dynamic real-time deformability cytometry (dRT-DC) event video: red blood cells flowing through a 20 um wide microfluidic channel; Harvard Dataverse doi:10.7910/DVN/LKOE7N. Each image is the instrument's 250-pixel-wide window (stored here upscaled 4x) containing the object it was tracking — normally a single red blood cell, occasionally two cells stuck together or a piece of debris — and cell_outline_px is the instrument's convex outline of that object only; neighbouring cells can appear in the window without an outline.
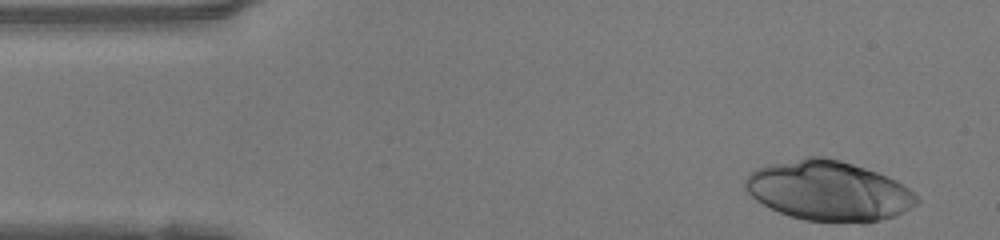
{"species": "human", "species_latin": "Homo sapiens", "temperature_condition": "warm", "stored_images_in_passage": 37, "camera_frame_rate_fps": 3000, "um_per_image_px": 0.085, "donor": {"sex": "female"}, "frame": {"image": 1, "passage_image": 1, "time_ms": 0.0, "image_size_px": [1000, 240], "cell_outline_px": [[920, 200], [916, 204], [904, 212], [896, 216], [864, 224], [860, 224], [804, 220], [788, 216], [756, 200], [744, 188], [744, 180], [752, 172], [760, 168], [772, 164], [804, 156], [824, 156], [840, 160], [888, 176], [896, 180], [908, 188]], "centroid_in_image_um": [70.46, 16.24], "position_along_channel_um": 14.5, "area_um2": 60.0}}
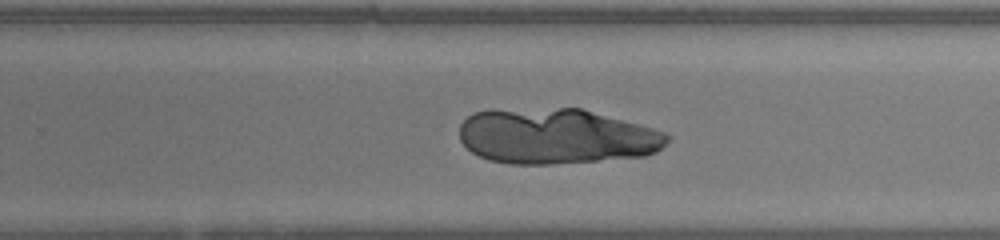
{"frame": {"image": 2, "passage_image": 27, "time_ms": 8.667, "image_size_px": [1000, 240], "cell_outline_px": [[668, 140], [656, 152], [644, 156], [552, 164], [508, 164], [488, 160], [472, 152], [460, 140], [460, 124], [468, 116], [476, 112], [492, 108], [580, 108], [652, 128], [664, 132], [668, 136]], "centroid_in_image_um": [47.21, 11.57], "position_along_channel_um": 282.6, "area_um2": 67.16}}
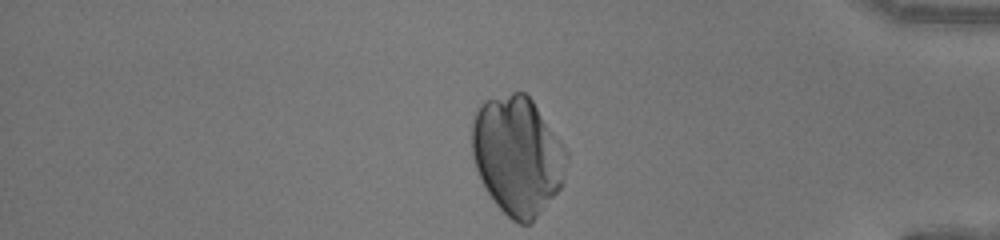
{"frame": {"image": 3, "passage_image": 37, "time_ms": 12.0, "image_size_px": [1000, 240], "cell_outline_px": [[568, 160], [560, 188], [544, 208], [528, 224], [520, 224], [512, 220], [492, 200], [480, 180], [472, 156], [472, 120], [480, 104], [484, 100], [512, 92], [524, 92], [532, 100], [560, 140], [568, 152]], "centroid_in_image_um": [43.97, 13.21], "position_along_channel_um": 391.2, "area_um2": 65.14}}